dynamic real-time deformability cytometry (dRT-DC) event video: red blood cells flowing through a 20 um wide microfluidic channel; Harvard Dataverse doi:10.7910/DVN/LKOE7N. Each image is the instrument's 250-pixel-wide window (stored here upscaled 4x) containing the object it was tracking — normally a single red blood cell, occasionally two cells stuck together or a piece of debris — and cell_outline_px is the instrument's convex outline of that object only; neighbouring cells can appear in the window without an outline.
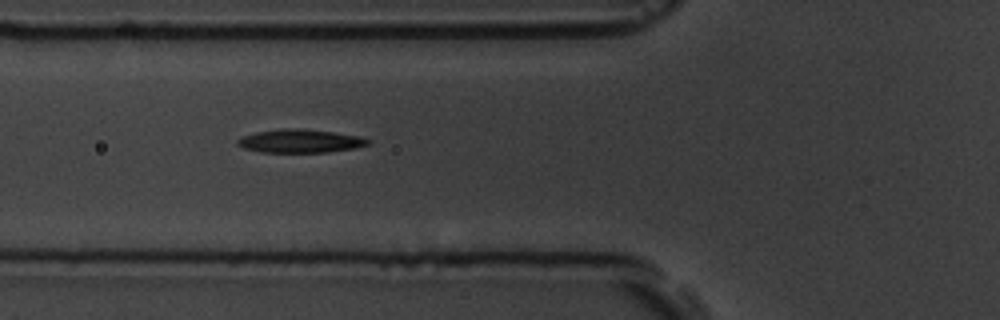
{"species": "common noctule bat (a hibernating species)", "species_latin": "Nyctalus noctula", "temperature_condition": "room temperature", "stored_images_in_passage": 7, "camera_frame_rate_fps": 3000, "um_per_image_px": 0.085, "animal": {"sex": "male", "body_mass_g": 19.5, "forearm_length_mm": 54.6}, "frame": {"image": 1, "passage_image": 6, "time_ms": 6.667, "image_size_px": [1000, 320], "cell_outline_px": [[372, 140], [368, 144], [356, 148], [328, 152], [260, 152], [244, 148], [236, 144], [236, 140], [240, 136], [256, 132], [284, 128], [300, 128], [332, 132], [360, 136]], "centroid_in_image_um": [25.49, 11.98], "position_along_channel_um": 100.3, "area_um2": 17.86}}
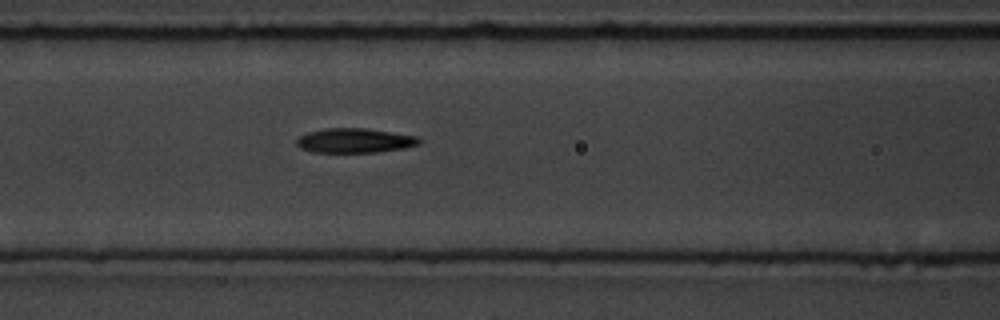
{"frame": {"image": 2, "passage_image": 7, "time_ms": 7.667, "image_size_px": [1000, 320], "cell_outline_px": [[420, 144], [404, 148], [380, 152], [312, 152], [300, 148], [296, 144], [296, 140], [300, 136], [308, 132], [324, 128], [364, 128], [392, 132], [416, 136], [420, 140]], "centroid_in_image_um": [30.13, 11.95], "position_along_channel_um": 136.5, "area_um2": 17.51}}